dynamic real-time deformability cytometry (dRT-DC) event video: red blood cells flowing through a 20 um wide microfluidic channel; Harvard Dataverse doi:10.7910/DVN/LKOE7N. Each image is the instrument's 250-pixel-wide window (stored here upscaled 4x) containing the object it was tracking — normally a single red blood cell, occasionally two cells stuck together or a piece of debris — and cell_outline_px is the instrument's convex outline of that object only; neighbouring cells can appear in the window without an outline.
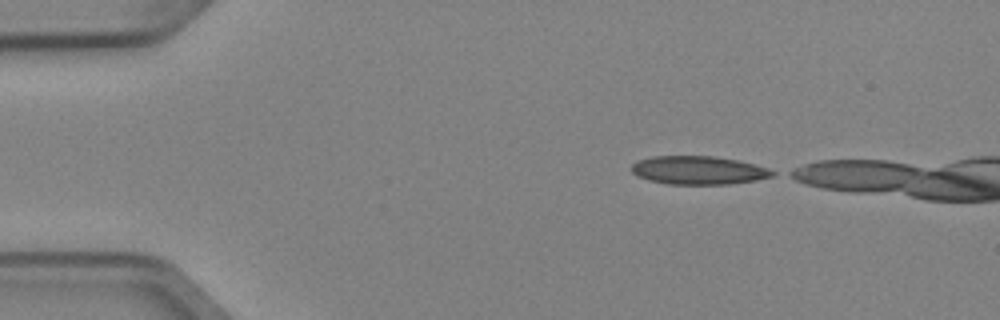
{"species": "Egyptian fruit bat (a non-hibernating species)", "species_latin": "Rousettus aegyptiacus", "temperature_condition": "cold", "stored_images_in_passage": 2, "camera_frame_rate_fps": 3000, "um_per_image_px": 0.085, "animal": {"sex": "female"}, "frame": {"image": 1, "passage_image": 1, "time_ms": 0.0, "image_size_px": [1000, 320], "cell_outline_px": [[776, 176], [756, 180], [728, 184], [668, 184], [648, 180], [636, 176], [632, 172], [632, 164], [636, 160], [652, 156], [712, 156], [740, 160], [768, 168], [776, 172]], "centroid_in_image_um": [59.37, 14.47], "position_along_channel_um": 25.6, "area_um2": 23.52}}